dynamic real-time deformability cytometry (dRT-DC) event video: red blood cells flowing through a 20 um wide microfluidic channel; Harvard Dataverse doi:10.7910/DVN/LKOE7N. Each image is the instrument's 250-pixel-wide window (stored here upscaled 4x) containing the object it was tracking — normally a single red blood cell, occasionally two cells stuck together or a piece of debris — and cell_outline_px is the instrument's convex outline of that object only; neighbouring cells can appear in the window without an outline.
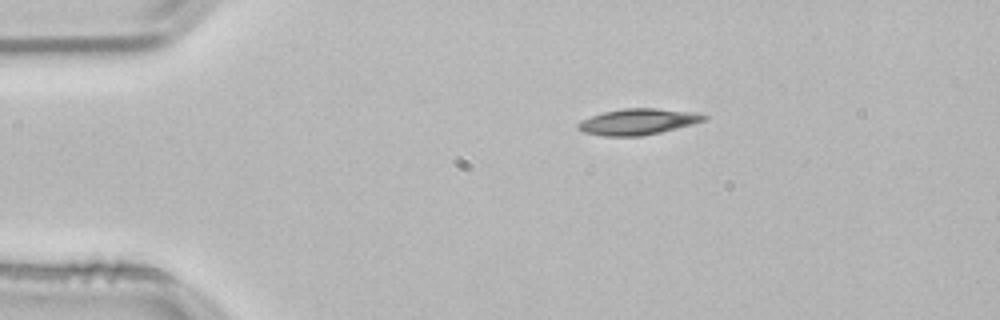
{"species": "common noctule bat (a hibernating species)", "species_latin": "Nyctalus noctula", "temperature_condition": "room temperature", "stored_images_in_passage": 44, "camera_frame_rate_fps": 3000, "um_per_image_px": 0.085, "animal": {"sex": "male", "body_mass_g": 21.5, "forearm_length_mm": 52.0}, "frame": {"image": 1, "passage_image": 1, "time_ms": 0.0, "image_size_px": [1000, 320], "cell_outline_px": [[708, 116], [704, 120], [692, 124], [660, 132], [640, 136], [604, 136], [584, 132], [576, 128], [576, 124], [580, 120], [604, 112], [624, 108], [656, 108], [696, 112]], "centroid_in_image_um": [54.19, 10.34], "position_along_channel_um": 30.8, "area_um2": 19.02}}
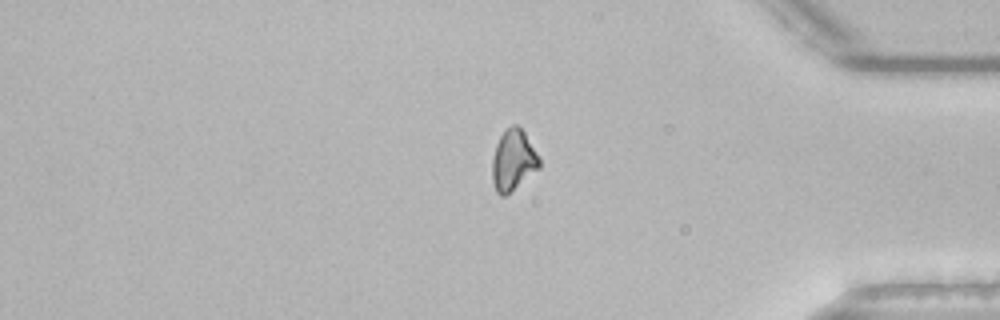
{"frame": {"image": 2, "passage_image": 35, "time_ms": 11.333, "image_size_px": [1000, 320], "cell_outline_px": [[540, 168], [504, 196], [500, 196], [496, 192], [492, 180], [492, 156], [496, 144], [504, 128], [512, 124], [516, 124], [524, 132], [540, 156]], "centroid_in_image_um": [43.62, 13.59], "position_along_channel_um": 391.6, "area_um2": 16.88}}
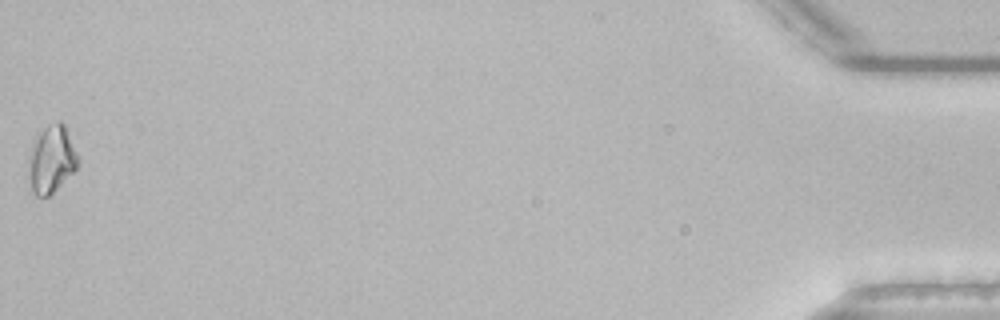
{"frame": {"image": 3, "passage_image": 44, "time_ms": 14.333, "image_size_px": [1000, 320], "cell_outline_px": [[80, 160], [76, 168], [48, 196], [36, 196], [32, 192], [28, 176], [32, 152], [36, 140], [40, 132], [48, 124], [56, 120], [60, 120], [64, 124]], "centroid_in_image_um": [4.4, 13.53], "position_along_channel_um": 430.8, "area_um2": 18.73}, "authors_computed_cell_mechanics": {"area_um2": 17.4556, "velocity_mm_per_s": 3.8479, "shape_relaxation_time_tau1_ms": 4.5735, "shape_relaxation_time_tau2_ms": null, "deformation_change_tau1": 0.1205, "deformation_change_tau2": null}}